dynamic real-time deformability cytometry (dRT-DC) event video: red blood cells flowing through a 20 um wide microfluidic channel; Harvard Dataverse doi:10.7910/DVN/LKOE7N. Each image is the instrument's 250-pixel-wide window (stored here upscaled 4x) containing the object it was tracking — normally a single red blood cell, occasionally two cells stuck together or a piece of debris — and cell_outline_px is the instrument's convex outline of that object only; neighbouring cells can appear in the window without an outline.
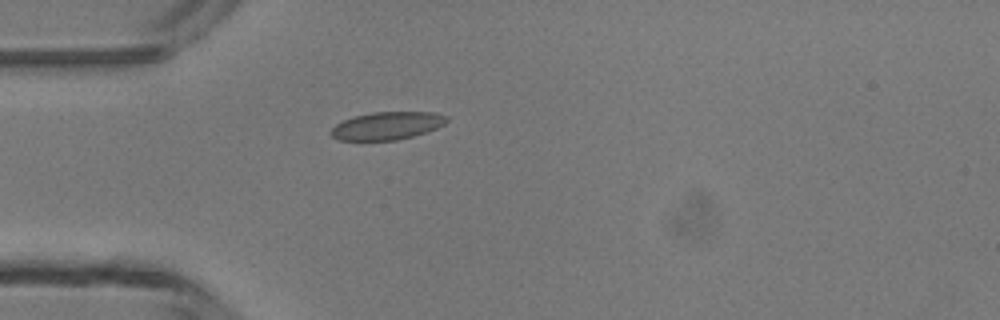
{"species": "common noctule bat (a hibernating species)", "species_latin": "Nyctalus noctula", "temperature_condition": "room temperature", "stored_images_in_passage": 5, "camera_frame_rate_fps": 3000, "um_per_image_px": 0.085, "animal": {"sex": "male", "body_mass_g": 13.3}, "frame": {"image": 1, "passage_image": 5, "time_ms": 4.333, "image_size_px": [1000, 320], "cell_outline_px": [[448, 120], [444, 124], [436, 128], [412, 136], [396, 140], [340, 140], [332, 136], [328, 132], [336, 124], [344, 120], [356, 116], [372, 112], [436, 112], [448, 116]], "centroid_in_image_um": [32.9, 10.68], "position_along_channel_um": 52.1, "area_um2": 18.61}}